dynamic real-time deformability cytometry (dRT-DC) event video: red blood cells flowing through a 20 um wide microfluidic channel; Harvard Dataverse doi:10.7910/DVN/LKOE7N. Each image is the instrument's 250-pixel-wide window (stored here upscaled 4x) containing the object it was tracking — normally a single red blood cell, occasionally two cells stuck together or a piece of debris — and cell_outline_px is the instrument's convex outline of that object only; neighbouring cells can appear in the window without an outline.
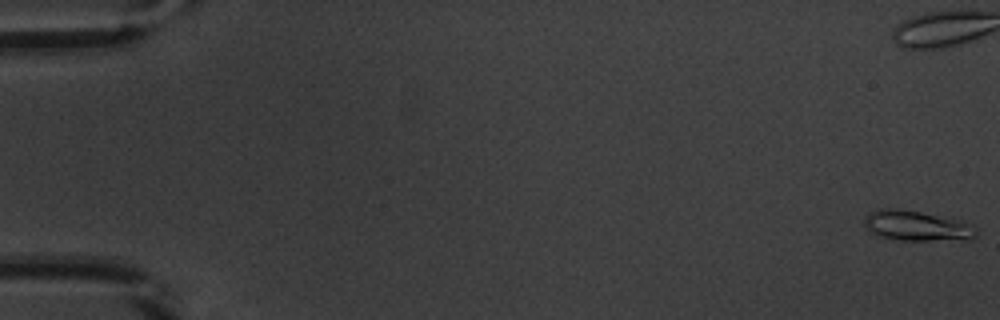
{"species": "common noctule bat (a hibernating species)", "species_latin": "Nyctalus noctula", "temperature_condition": "warm", "stored_images_in_passage": 54, "camera_frame_rate_fps": 3000, "um_per_image_px": 0.085, "animal": {"sex": "male", "body_mass_g": 20.1, "forearm_length_mm": 53.5}, "frame": {"image": 1, "passage_image": 1, "time_ms": 0.0, "image_size_px": [1000, 320], "cell_outline_px": [[980, 232], [972, 240], [896, 240], [876, 236], [868, 232], [864, 228], [864, 216], [868, 212], [876, 208], [896, 208], [920, 212], [964, 220], [976, 228]], "centroid_in_image_um": [77.91, 19.2], "position_along_channel_um": 7.1, "area_um2": 20.46}}
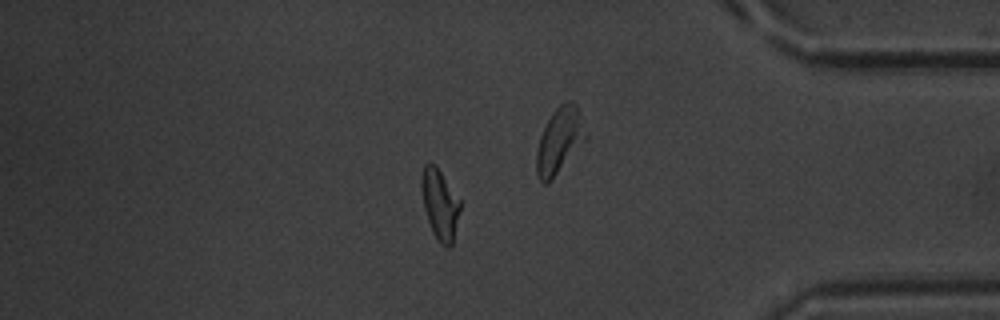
{"frame": {"image": 2, "passage_image": 46, "time_ms": 15.0, "image_size_px": [1000, 320], "cell_outline_px": [[460, 208], [452, 244], [448, 248], [444, 248], [436, 240], [432, 232], [424, 208], [420, 184], [420, 180], [424, 164], [428, 160], [436, 164], [460, 200]], "centroid_in_image_um": [37.36, 17.34], "position_along_channel_um": 397.8, "area_um2": 16.07}, "authors_computed_cell_mechanics": {"area_um2": 15.9239, "velocity_mm_per_s": 3.8797, "shape_relaxation_time_tau1_ms": 3.318, "shape_relaxation_time_tau2_ms": 1.2411, "deformation_change_tau1": 0.1706, "deformation_change_tau2": 0.0881}}